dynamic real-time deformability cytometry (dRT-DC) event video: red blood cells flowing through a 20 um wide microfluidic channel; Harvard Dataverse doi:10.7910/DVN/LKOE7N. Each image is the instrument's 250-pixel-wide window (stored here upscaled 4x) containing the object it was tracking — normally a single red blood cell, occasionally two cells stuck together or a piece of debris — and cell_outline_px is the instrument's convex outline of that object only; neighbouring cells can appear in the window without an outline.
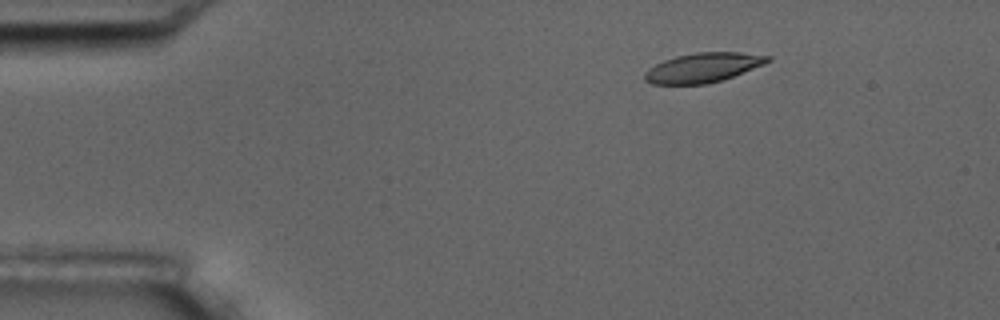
{"species": "common noctule bat (a hibernating species)", "species_latin": "Nyctalus noctula", "temperature_condition": "room temperature", "stored_images_in_passage": 5, "camera_frame_rate_fps": 3000, "um_per_image_px": 0.085, "animal": {"sex": "male", "body_mass_g": 17.5, "forearm_length_mm": 52.3}, "frame": {"image": 1, "passage_image": 3, "time_ms": 2.333, "image_size_px": [1000, 320], "cell_outline_px": [[772, 60], [764, 64], [732, 76], [708, 84], [652, 84], [644, 80], [644, 72], [648, 68], [664, 60], [676, 56], [696, 52], [740, 52], [772, 56]], "centroid_in_image_um": [59.74, 5.74], "position_along_channel_um": 25.3, "area_um2": 21.1}}